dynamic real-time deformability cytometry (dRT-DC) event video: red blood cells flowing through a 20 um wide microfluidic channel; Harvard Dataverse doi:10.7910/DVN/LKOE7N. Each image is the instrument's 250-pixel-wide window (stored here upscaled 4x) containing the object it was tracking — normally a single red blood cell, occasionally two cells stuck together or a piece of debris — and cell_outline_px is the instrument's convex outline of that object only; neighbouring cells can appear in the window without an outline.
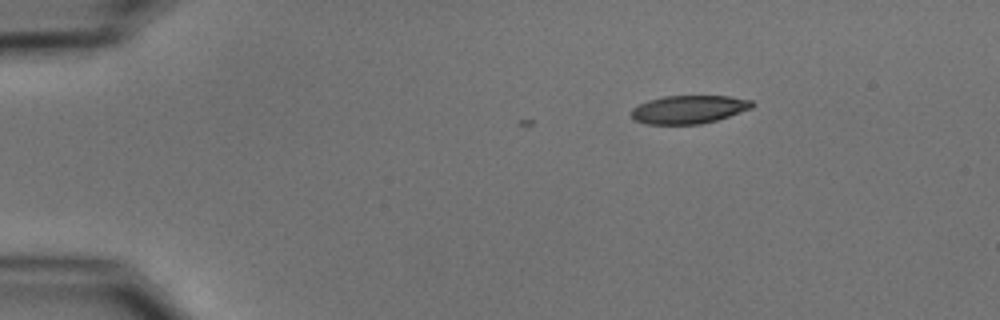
{"species": "common noctule bat (a hibernating species)", "species_latin": "Nyctalus noctula", "temperature_condition": "cold", "stored_images_in_passage": 3, "camera_frame_rate_fps": 3000, "um_per_image_px": 0.085, "animal": {"sex": "male", "body_mass_g": 15.6}, "frame": {"image": 1, "passage_image": 3, "time_ms": 0.667, "image_size_px": [1000, 320], "cell_outline_px": [[756, 104], [752, 108], [716, 120], [700, 124], [648, 124], [636, 120], [632, 116], [632, 108], [648, 100], [664, 96], [732, 96], [752, 100]], "centroid_in_image_um": [58.59, 9.29], "position_along_channel_um": 26.4, "area_um2": 19.77}}